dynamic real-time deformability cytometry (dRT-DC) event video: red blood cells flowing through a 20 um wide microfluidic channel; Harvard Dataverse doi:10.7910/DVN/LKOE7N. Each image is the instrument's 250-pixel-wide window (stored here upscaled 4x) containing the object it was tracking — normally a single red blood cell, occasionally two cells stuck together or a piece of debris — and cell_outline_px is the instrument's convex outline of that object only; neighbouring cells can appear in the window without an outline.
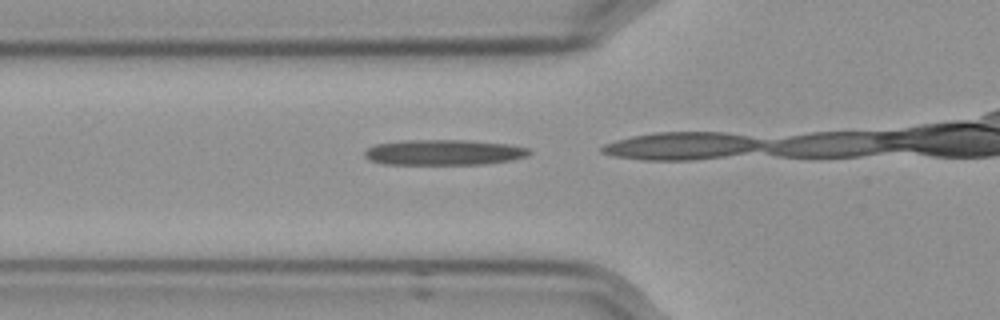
{"species": "Egyptian fruit bat (a non-hibernating species)", "species_latin": "Rousettus aegyptiacus", "temperature_condition": "cold", "stored_images_in_passage": 6, "camera_frame_rate_fps": 3000, "um_per_image_px": 0.085, "frame": {"image": 1, "passage_image": 2, "time_ms": 0.333, "image_size_px": [1000, 320], "cell_outline_px": [[532, 152], [528, 156], [512, 160], [484, 164], [380, 164], [368, 160], [364, 156], [364, 152], [368, 148], [376, 144], [404, 140], [468, 140], [508, 144], [528, 148]], "centroid_in_image_um": [37.71, 12.95], "position_along_channel_um": 88.1, "area_um2": 24.62}}